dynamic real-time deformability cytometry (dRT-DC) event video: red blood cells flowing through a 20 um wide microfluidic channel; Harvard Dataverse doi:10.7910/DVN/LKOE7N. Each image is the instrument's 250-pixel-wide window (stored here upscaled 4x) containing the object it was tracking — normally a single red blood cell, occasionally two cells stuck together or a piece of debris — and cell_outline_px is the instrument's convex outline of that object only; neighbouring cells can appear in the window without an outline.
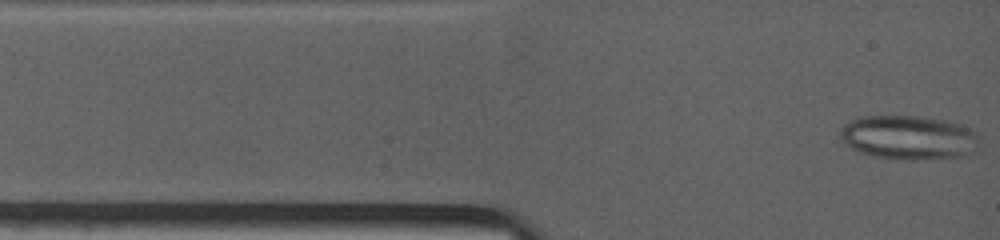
{"species": "common noctule bat (a hibernating species)", "species_latin": "Nyctalus noctula", "temperature_condition": "warm", "stored_images_in_passage": 6, "camera_frame_rate_fps": 4500, "um_per_image_px": 0.085, "animal": {"sex": "female", "body_mass_g": 19.0, "forearm_length_mm": 53.3}, "frame": {"image": 1, "passage_image": 1, "time_ms": 0.0, "image_size_px": [1000, 240], "cell_outline_px": [[980, 148], [972, 152], [960, 156], [916, 160], [876, 156], [860, 152], [844, 144], [840, 136], [840, 128], [844, 124], [860, 116], [920, 116], [944, 120], [960, 124], [968, 128], [976, 136]], "centroid_in_image_um": [77.21, 11.67], "position_along_channel_um": 7.8, "area_um2": 35.49}}
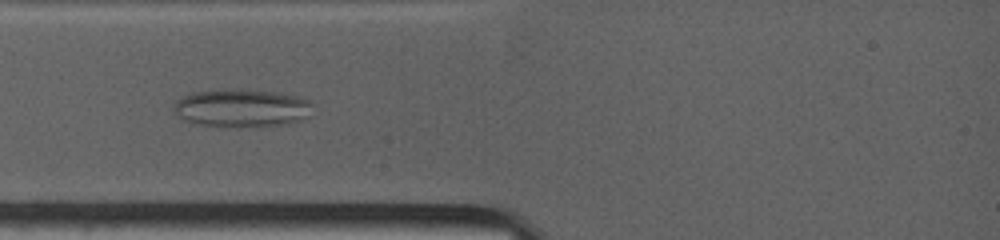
{"frame": {"image": 2, "passage_image": 4, "time_ms": 2.444, "image_size_px": [1000, 240], "cell_outline_px": [[312, 104], [304, 116], [300, 120], [288, 124], [224, 128], [196, 124], [180, 120], [172, 112], [172, 108], [176, 100], [192, 92], [220, 88], [276, 92], [300, 96], [308, 100]], "centroid_in_image_um": [20.41, 9.19], "position_along_channel_um": 64.6, "area_um2": 31.27}}
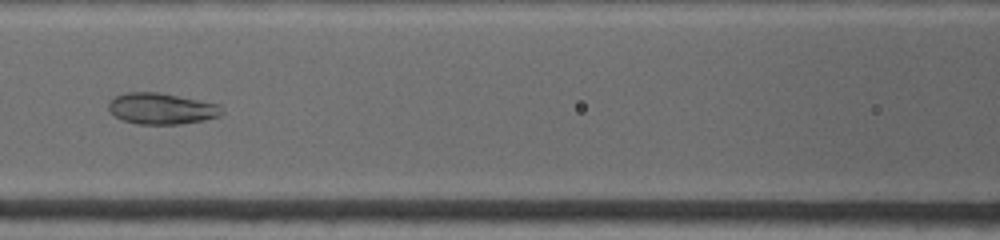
{"frame": {"image": 3, "passage_image": 6, "time_ms": 4.667, "image_size_px": [1000, 240], "cell_outline_px": [[224, 112], [220, 116], [204, 120], [180, 124], [136, 124], [124, 120], [108, 112], [108, 104], [116, 96], [124, 92], [160, 92], [220, 104], [224, 108]], "centroid_in_image_um": [13.76, 9.23], "position_along_channel_um": 152.8, "area_um2": 20.81}}